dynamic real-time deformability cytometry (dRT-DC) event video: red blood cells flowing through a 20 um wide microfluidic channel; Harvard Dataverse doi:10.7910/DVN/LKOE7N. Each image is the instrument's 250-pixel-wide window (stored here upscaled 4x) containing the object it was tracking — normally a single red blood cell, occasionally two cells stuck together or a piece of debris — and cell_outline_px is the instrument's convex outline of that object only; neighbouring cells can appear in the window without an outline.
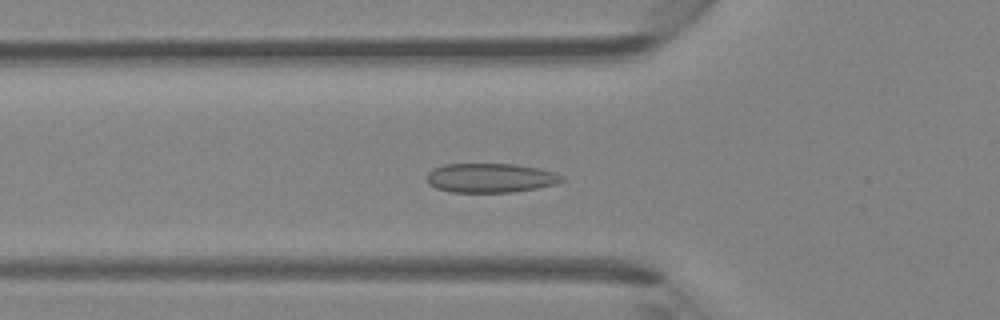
{"species": "Egyptian fruit bat (a non-hibernating species)", "species_latin": "Rousettus aegyptiacus", "temperature_condition": "room temperature", "stored_images_in_passage": 34, "camera_frame_rate_fps": 3000, "um_per_image_px": 0.085, "animal": {"sex": "female"}, "frame": {"image": 1, "passage_image": 4, "time_ms": 1.0, "image_size_px": [1000, 320], "cell_outline_px": [[564, 180], [556, 184], [536, 188], [512, 192], [452, 192], [436, 188], [428, 184], [428, 172], [432, 168], [444, 164], [516, 164], [540, 168], [564, 176]], "centroid_in_image_um": [41.69, 15.12], "position_along_channel_um": 84.1, "area_um2": 23.06}}
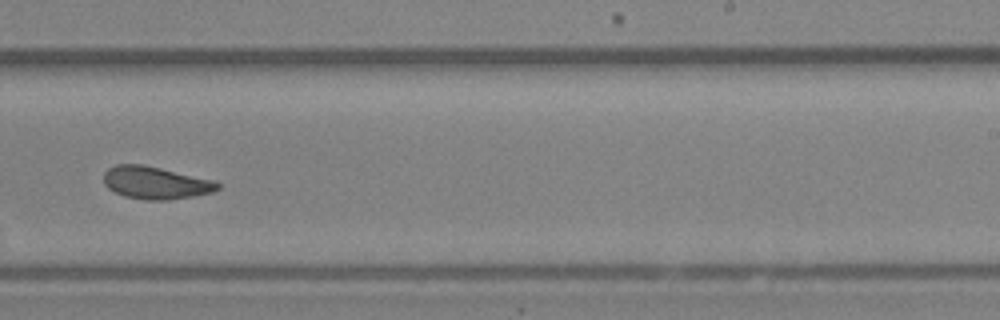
{"frame": {"image": 2, "passage_image": 17, "time_ms": 5.333, "image_size_px": [1000, 320], "cell_outline_px": [[220, 188], [212, 192], [192, 196], [168, 200], [148, 200], [124, 196], [108, 188], [104, 184], [104, 172], [108, 168], [116, 164], [144, 164], [212, 180], [220, 184]], "centroid_in_image_um": [13.19, 15.53], "position_along_channel_um": 275.8, "area_um2": 21.44}}
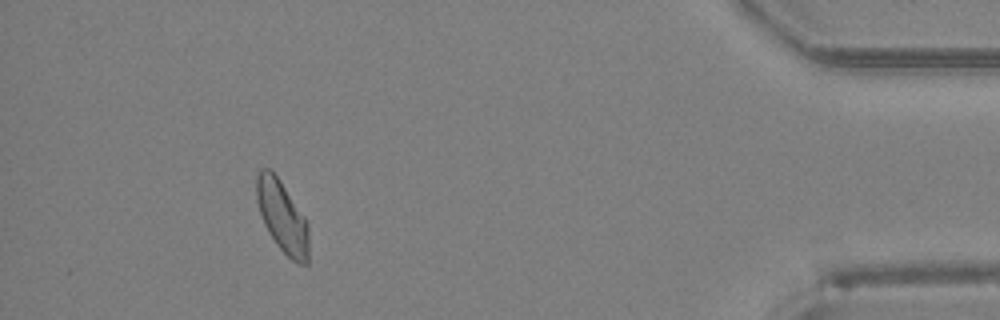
{"frame": {"image": 3, "passage_image": 30, "time_ms": 9.667, "image_size_px": [1000, 320], "cell_outline_px": [[308, 264], [296, 264], [276, 244], [268, 232], [264, 224], [256, 200], [256, 176], [260, 168], [272, 168], [304, 216], [308, 224]], "centroid_in_image_um": [23.98, 18.39], "position_along_channel_um": 411.2, "area_um2": 21.91}}